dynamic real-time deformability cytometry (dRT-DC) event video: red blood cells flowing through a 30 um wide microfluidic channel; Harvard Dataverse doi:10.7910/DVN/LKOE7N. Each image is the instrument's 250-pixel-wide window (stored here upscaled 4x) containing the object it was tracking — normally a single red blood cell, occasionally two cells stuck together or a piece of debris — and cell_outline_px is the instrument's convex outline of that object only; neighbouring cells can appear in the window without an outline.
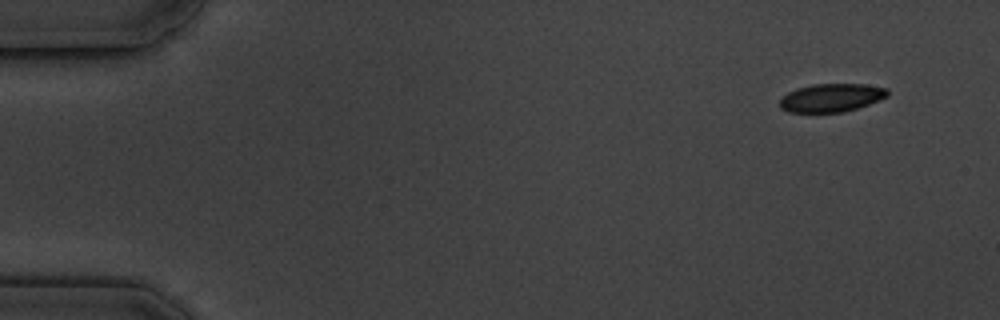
{"species": "common noctule bat (a hibernating species)", "species_latin": "Nyctalus noctula", "temperature_condition": "cold", "stored_images_in_passage": 6, "camera_frame_rate_fps": 3000, "um_per_image_px": 0.085, "animal": {"sex": "male", "body_mass_g": 19.5, "forearm_length_mm": 54.6}, "frame": {"image": 1, "passage_image": 1, "time_ms": 0.0, "image_size_px": [1000, 320], "cell_outline_px": [[888, 96], [868, 104], [844, 112], [788, 112], [780, 108], [780, 100], [788, 92], [796, 88], [812, 84], [864, 84], [888, 88]], "centroid_in_image_um": [70.65, 8.3], "position_along_channel_um": 14.3, "area_um2": 17.69}}
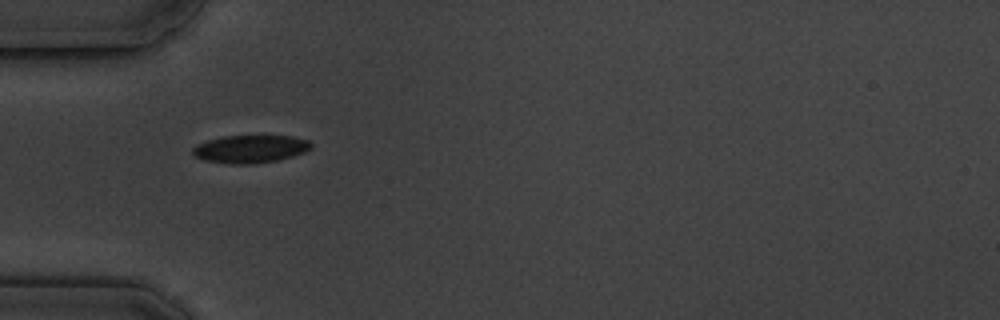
{"frame": {"image": 2, "passage_image": 5, "time_ms": 4.667, "image_size_px": [1000, 320], "cell_outline_px": [[312, 148], [304, 152], [280, 160], [252, 164], [232, 164], [204, 160], [196, 156], [192, 152], [192, 148], [196, 144], [208, 140], [224, 136], [292, 136], [308, 140], [312, 144]], "centroid_in_image_um": [21.29, 12.66], "position_along_channel_um": 63.7, "area_um2": 19.19}}